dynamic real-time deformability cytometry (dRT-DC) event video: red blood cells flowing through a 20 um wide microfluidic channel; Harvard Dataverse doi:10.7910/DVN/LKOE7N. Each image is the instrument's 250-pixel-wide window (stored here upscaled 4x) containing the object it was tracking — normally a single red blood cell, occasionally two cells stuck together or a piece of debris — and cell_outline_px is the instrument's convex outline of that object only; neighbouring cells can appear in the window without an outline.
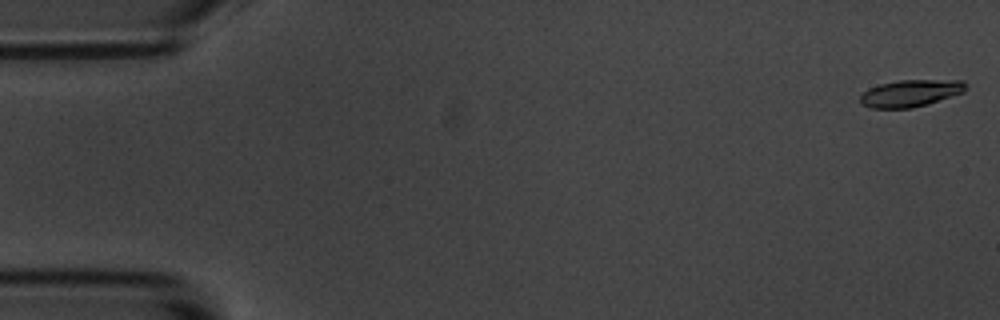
{"species": "common noctule bat (a hibernating species)", "species_latin": "Nyctalus noctula", "temperature_condition": "room temperature", "stored_images_in_passage": 5, "camera_frame_rate_fps": 3000, "um_per_image_px": 0.085, "animal": {"sex": "male", "body_mass_g": 20.1, "forearm_length_mm": 53.5}, "frame": {"image": 1, "passage_image": 1, "time_ms": 0.0, "image_size_px": [1000, 320], "cell_outline_px": [[968, 84], [964, 92], [928, 104], [912, 108], [868, 108], [860, 100], [860, 96], [868, 88], [880, 84], [900, 80], [964, 80]], "centroid_in_image_um": [77.43, 7.92], "position_along_channel_um": 7.6, "area_um2": 16.65}}
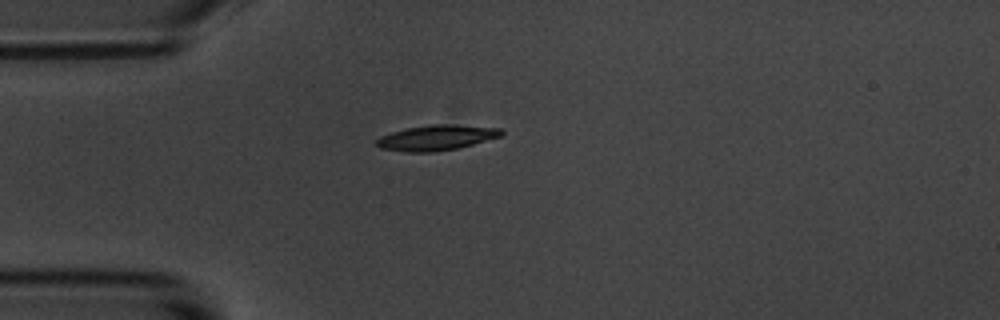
{"frame": {"image": 2, "passage_image": 5, "time_ms": 4.667, "image_size_px": [1000, 320], "cell_outline_px": [[504, 132], [500, 136], [472, 144], [456, 148], [432, 152], [408, 152], [380, 148], [376, 144], [376, 140], [380, 136], [392, 132], [408, 128], [432, 124], [452, 124], [500, 128]], "centroid_in_image_um": [37.08, 11.7], "position_along_channel_um": 47.9, "area_um2": 18.15}}